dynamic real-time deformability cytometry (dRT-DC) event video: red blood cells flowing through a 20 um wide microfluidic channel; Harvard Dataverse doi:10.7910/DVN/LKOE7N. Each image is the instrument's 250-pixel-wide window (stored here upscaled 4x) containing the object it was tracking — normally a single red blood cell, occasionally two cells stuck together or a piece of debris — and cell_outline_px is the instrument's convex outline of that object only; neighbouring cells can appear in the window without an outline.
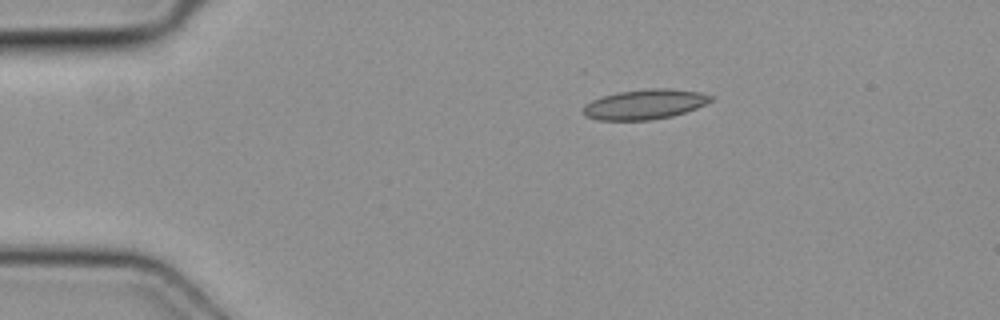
{"species": "common noctule bat (a hibernating species)", "species_latin": "Nyctalus noctula", "temperature_condition": "cold", "stored_images_in_passage": 2, "camera_frame_rate_fps": 3000, "um_per_image_px": 0.085, "animal": {"sex": "female", "body_mass_g": 19.3, "forearm_length_mm": 54.1}, "frame": {"image": 1, "passage_image": 2, "time_ms": 0.333, "image_size_px": [1000, 320], "cell_outline_px": [[712, 100], [696, 108], [672, 116], [652, 120], [600, 120], [584, 116], [584, 104], [592, 100], [616, 92], [648, 88], [668, 88], [700, 92], [712, 96]], "centroid_in_image_um": [54.79, 8.86], "position_along_channel_um": 30.2, "area_um2": 22.2}}